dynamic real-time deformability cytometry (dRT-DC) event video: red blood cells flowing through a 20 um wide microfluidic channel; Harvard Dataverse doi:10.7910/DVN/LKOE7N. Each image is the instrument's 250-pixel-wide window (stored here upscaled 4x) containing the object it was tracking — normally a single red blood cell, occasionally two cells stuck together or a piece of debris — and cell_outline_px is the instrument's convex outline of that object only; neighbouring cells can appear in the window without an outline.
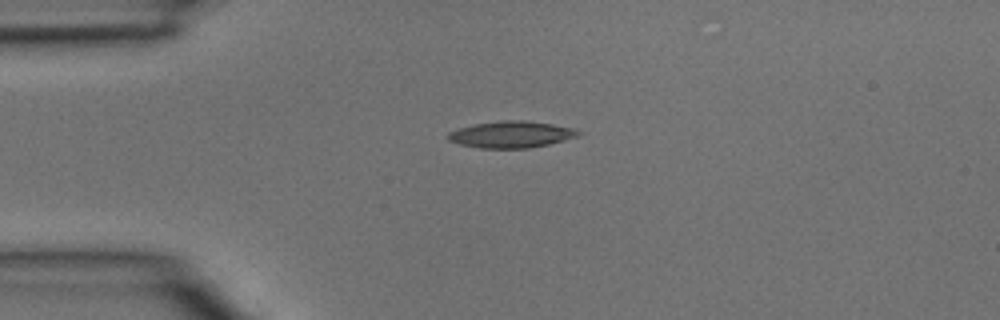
{"species": "common noctule bat (a hibernating species)", "species_latin": "Nyctalus noctula", "temperature_condition": "room temperature", "stored_images_in_passage": 2, "camera_frame_rate_fps": 3000, "um_per_image_px": 0.085, "animal": {"sex": "male", "body_mass_g": 15.6}, "frame": {"image": 1, "passage_image": 1, "time_ms": 0.0, "image_size_px": [1000, 320], "cell_outline_px": [[584, 132], [576, 136], [564, 140], [548, 144], [528, 148], [480, 148], [460, 144], [448, 140], [448, 132], [472, 124], [500, 120], [524, 120], [552, 124], [572, 128]], "centroid_in_image_um": [43.44, 11.42], "position_along_channel_um": 41.6, "area_um2": 20.11}}